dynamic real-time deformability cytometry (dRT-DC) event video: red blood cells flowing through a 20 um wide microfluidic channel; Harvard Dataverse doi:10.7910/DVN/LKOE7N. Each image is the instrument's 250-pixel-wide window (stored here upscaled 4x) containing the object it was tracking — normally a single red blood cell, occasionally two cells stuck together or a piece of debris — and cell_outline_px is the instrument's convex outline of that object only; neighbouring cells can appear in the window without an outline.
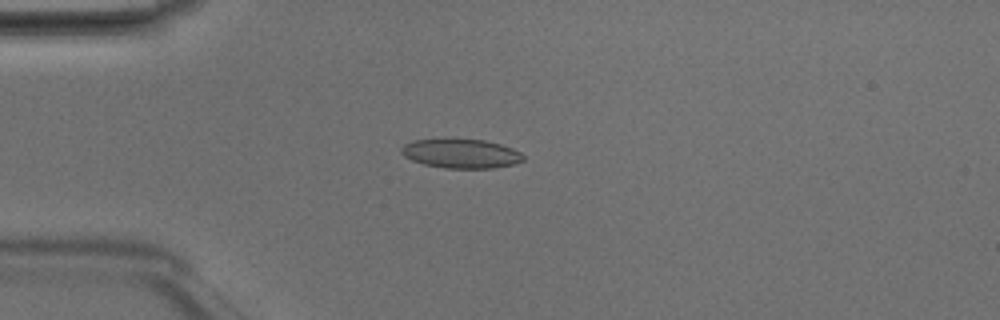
{"species": "Egyptian fruit bat (a non-hibernating species)", "species_latin": "Rousettus aegyptiacus", "temperature_condition": "room temperature", "stored_images_in_passage": 49, "camera_frame_rate_fps": 3000, "um_per_image_px": 0.085, "animal": {"sex": "male"}, "frame": {"image": 1, "passage_image": 13, "time_ms": 4.0, "image_size_px": [1000, 320], "cell_outline_px": [[524, 160], [512, 164], [492, 168], [444, 168], [424, 164], [412, 160], [404, 156], [400, 152], [400, 148], [404, 144], [412, 140], [484, 140], [500, 144], [512, 148], [520, 152], [524, 156]], "centroid_in_image_um": [39.17, 13.06], "position_along_channel_um": 45.8, "area_um2": 20.46}}
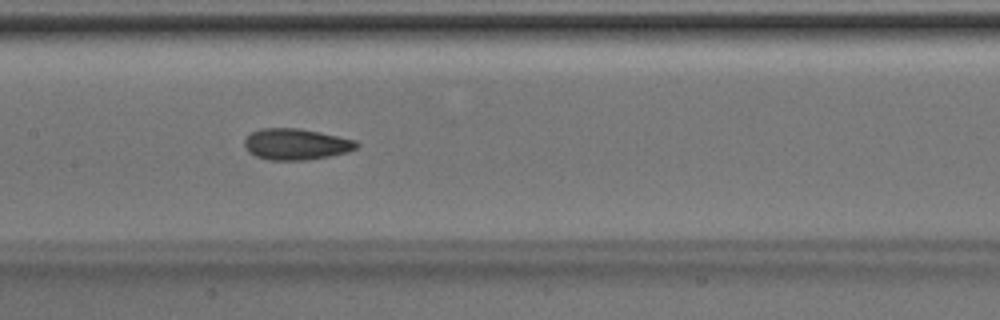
{"frame": {"image": 2, "passage_image": 24, "time_ms": 7.667, "image_size_px": [1000, 320], "cell_outline_px": [[360, 144], [356, 148], [348, 152], [328, 156], [304, 160], [268, 160], [256, 156], [248, 152], [244, 144], [244, 140], [252, 132], [260, 128], [300, 128], [320, 132], [356, 140]], "centroid_in_image_um": [25.16, 12.25], "position_along_channel_um": 182.2, "area_um2": 20.4}}
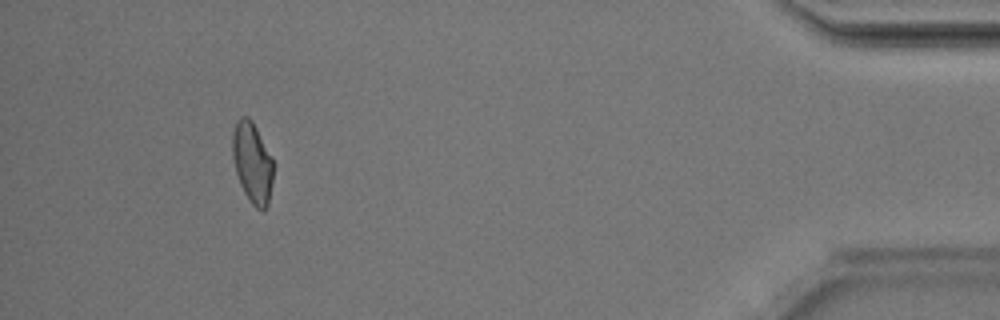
{"frame": {"image": 3, "passage_image": 45, "time_ms": 14.667, "image_size_px": [1000, 320], "cell_outline_px": [[272, 180], [268, 204], [264, 212], [256, 208], [252, 204], [244, 192], [240, 184], [236, 172], [232, 156], [232, 132], [236, 120], [240, 116], [248, 116], [252, 120], [272, 160]], "centroid_in_image_um": [21.41, 13.82], "position_along_channel_um": 413.8, "area_um2": 19.02}, "authors_computed_cell_mechanics": {"area_um2": 20.1144, "velocity_mm_per_s": 4.2049, "shape_relaxation_time_tau1_ms": 4.6728, "shape_relaxation_time_tau2_ms": 2.1402, "deformation_change_tau1": 0.1284, "deformation_change_tau2": 0.0737}}